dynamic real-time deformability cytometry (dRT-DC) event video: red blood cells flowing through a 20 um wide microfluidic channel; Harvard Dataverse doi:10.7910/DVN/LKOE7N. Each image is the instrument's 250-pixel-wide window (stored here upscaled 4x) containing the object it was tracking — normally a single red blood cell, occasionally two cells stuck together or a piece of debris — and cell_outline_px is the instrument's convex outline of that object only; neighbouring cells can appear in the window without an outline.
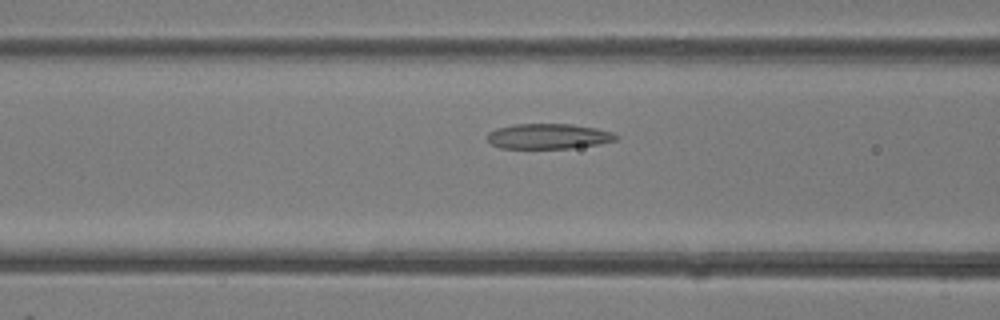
{"species": "common noctule bat (a hibernating species)", "species_latin": "Nyctalus noctula", "temperature_condition": "room temperature", "stored_images_in_passage": 41, "camera_frame_rate_fps": 3000, "um_per_image_px": 0.085, "animal": {"sex": "female"}, "frame": {"image": 1, "passage_image": 17, "time_ms": 5.333, "image_size_px": [1000, 320], "cell_outline_px": [[620, 136], [616, 140], [600, 144], [572, 148], [500, 148], [492, 144], [488, 140], [488, 132], [496, 128], [516, 124], [572, 124], [596, 128], [612, 132]], "centroid_in_image_um": [46.64, 11.58], "position_along_channel_um": 120.0, "area_um2": 18.96}}
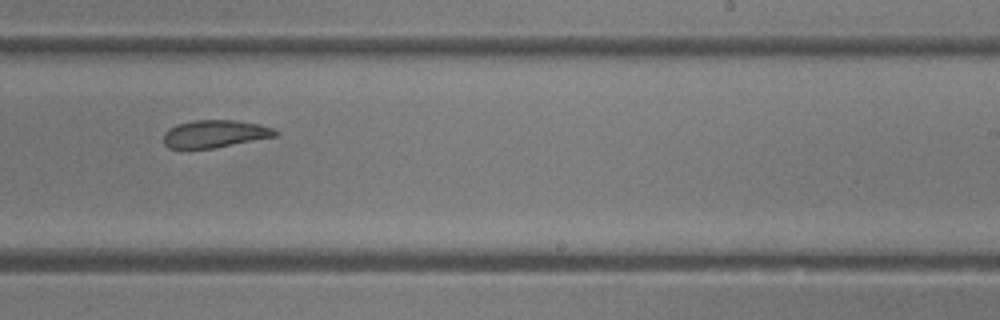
{"frame": {"image": 2, "passage_image": 26, "time_ms": 8.333, "image_size_px": [1000, 320], "cell_outline_px": [[280, 132], [276, 136], [212, 148], [188, 152], [180, 152], [168, 148], [164, 144], [164, 132], [168, 128], [176, 124], [192, 120], [236, 120], [260, 124], [272, 128]], "centroid_in_image_um": [18.15, 11.41], "position_along_channel_um": 270.8, "area_um2": 18.67}}
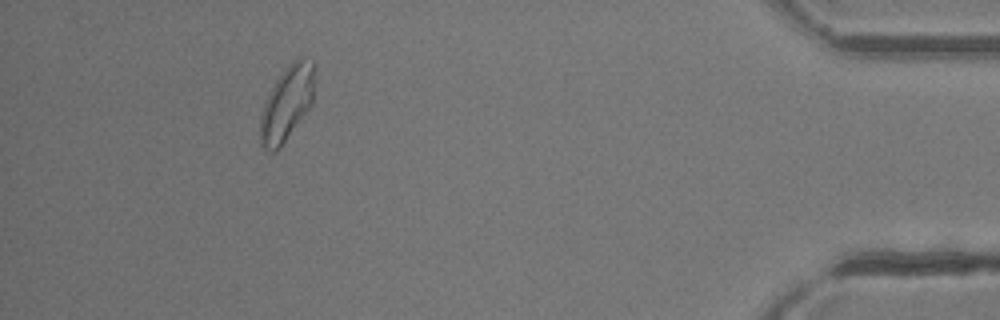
{"frame": {"image": 3, "passage_image": 38, "time_ms": 12.333, "image_size_px": [1000, 320], "cell_outline_px": [[312, 104], [280, 148], [276, 152], [272, 152], [264, 148], [260, 144], [260, 116], [264, 104], [276, 80], [284, 68], [296, 56], [304, 56], [312, 64]], "centroid_in_image_um": [24.34, 8.8], "position_along_channel_um": 410.9, "area_um2": 23.24}}